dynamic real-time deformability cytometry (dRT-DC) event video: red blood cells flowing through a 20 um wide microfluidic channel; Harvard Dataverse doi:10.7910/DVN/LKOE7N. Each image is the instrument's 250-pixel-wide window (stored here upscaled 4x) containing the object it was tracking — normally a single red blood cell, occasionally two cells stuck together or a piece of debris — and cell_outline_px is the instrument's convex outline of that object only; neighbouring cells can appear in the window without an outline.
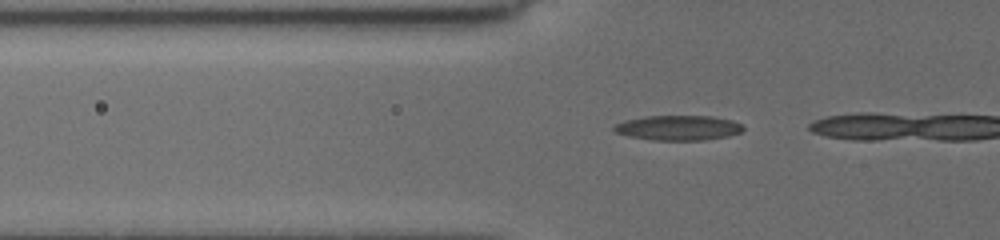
{"species": "common noctule bat (a hibernating species)", "species_latin": "Nyctalus noctula", "temperature_condition": "cold", "stored_images_in_passage": 5, "camera_frame_rate_fps": 3000, "um_per_image_px": 0.085, "animal": {"sex": "female", "body_mass_g": 19.5, "forearm_length_mm": 54.1}, "frame": {"image": 1, "passage_image": 3, "time_ms": 0.667, "image_size_px": [1000, 240], "cell_outline_px": [[744, 128], [740, 132], [728, 136], [704, 140], [652, 140], [632, 136], [616, 132], [612, 128], [616, 124], [624, 120], [648, 116], [712, 116], [732, 120], [740, 124]], "centroid_in_image_um": [57.67, 10.86], "position_along_channel_um": 68.1, "area_um2": 18.55}}